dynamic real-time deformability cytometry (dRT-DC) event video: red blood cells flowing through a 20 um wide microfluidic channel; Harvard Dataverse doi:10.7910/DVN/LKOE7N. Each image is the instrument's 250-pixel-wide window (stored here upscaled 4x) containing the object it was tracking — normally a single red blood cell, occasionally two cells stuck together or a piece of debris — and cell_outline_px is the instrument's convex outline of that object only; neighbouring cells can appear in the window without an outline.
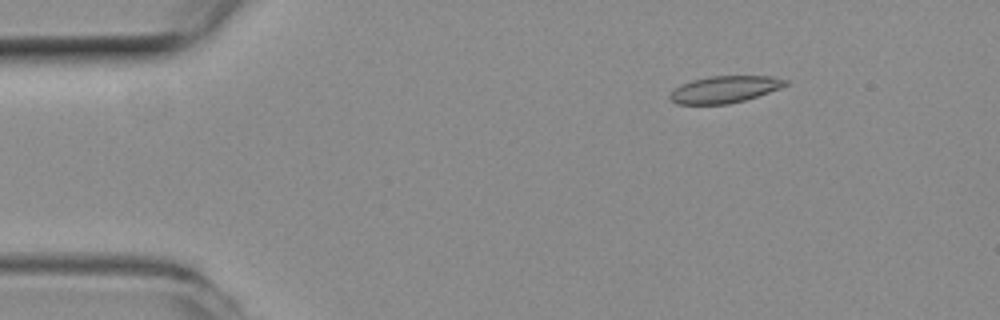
{"species": "common noctule bat (a hibernating species)", "species_latin": "Nyctalus noctula", "temperature_condition": "room temperature", "stored_images_in_passage": 46, "camera_frame_rate_fps": 3000, "um_per_image_px": 0.085, "animal": {"sex": "female", "body_mass_g": 19.3, "forearm_length_mm": 54.1}, "frame": {"image": 1, "passage_image": 1, "time_ms": 0.0, "image_size_px": [1000, 320], "cell_outline_px": [[788, 84], [780, 88], [744, 100], [728, 104], [676, 104], [668, 96], [680, 84], [692, 80], [712, 76], [772, 76], [788, 80]], "centroid_in_image_um": [61.59, 7.59], "position_along_channel_um": 23.4, "area_um2": 17.92}}
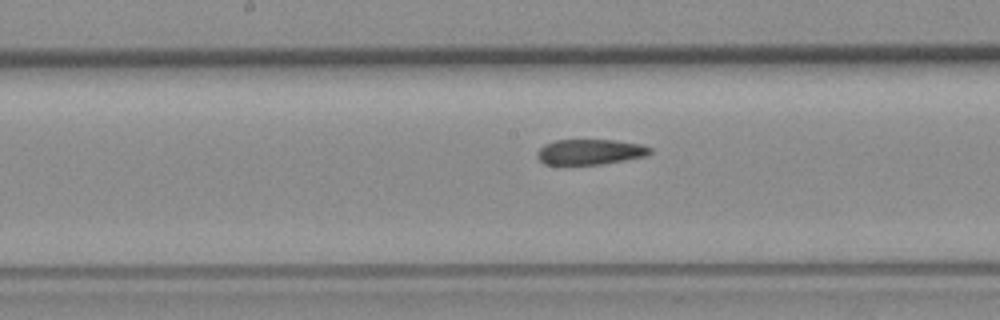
{"frame": {"image": 2, "passage_image": 20, "time_ms": 6.333, "image_size_px": [1000, 320], "cell_outline_px": [[652, 152], [644, 156], [624, 160], [600, 164], [544, 164], [536, 156], [536, 152], [544, 144], [556, 140], [616, 140], [640, 144], [652, 148]], "centroid_in_image_um": [50.14, 12.9], "position_along_channel_um": 198.1, "area_um2": 16.59}}
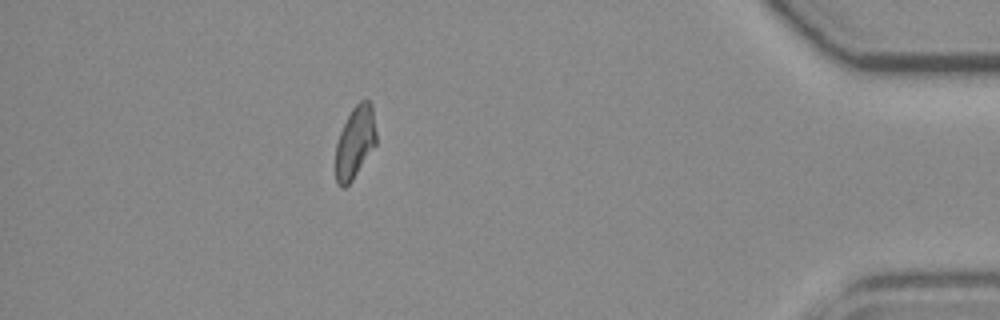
{"frame": {"image": 3, "passage_image": 40, "time_ms": 13.0, "image_size_px": [1000, 320], "cell_outline_px": [[376, 144], [352, 180], [344, 188], [340, 188], [336, 184], [336, 144], [340, 132], [352, 108], [360, 100], [368, 100], [372, 104], [376, 132]], "centroid_in_image_um": [30.18, 12.1], "position_along_channel_um": 405.0, "area_um2": 16.99}, "authors_computed_cell_mechanics": {"area_um2": 17.7735, "velocity_mm_per_s": 3.8985, "shape_relaxation_time_tau1_ms": null, "shape_relaxation_time_tau2_ms": 5.5253, "deformation_change_tau1": null, "deformation_change_tau2": 0.133}}